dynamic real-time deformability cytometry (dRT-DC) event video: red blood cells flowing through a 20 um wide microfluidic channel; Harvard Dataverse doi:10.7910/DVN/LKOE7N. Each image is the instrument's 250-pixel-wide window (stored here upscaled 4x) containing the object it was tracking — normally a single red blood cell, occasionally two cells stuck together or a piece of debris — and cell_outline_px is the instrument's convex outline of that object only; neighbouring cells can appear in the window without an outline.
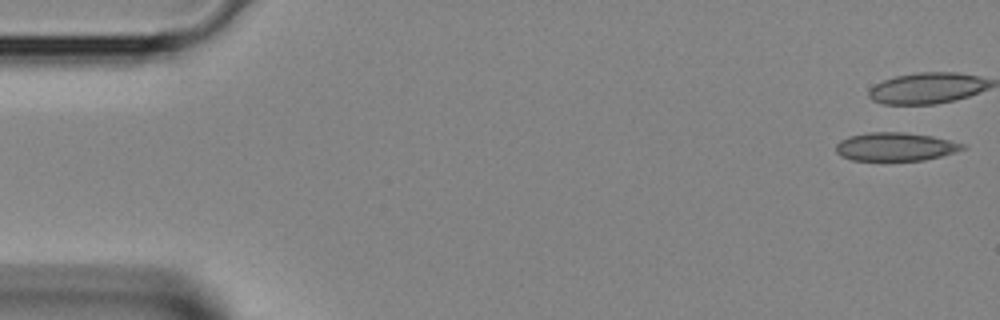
{"species": "Egyptian fruit bat (a non-hibernating species)", "species_latin": "Rousettus aegyptiacus", "temperature_condition": "room temperature", "stored_images_in_passage": 5, "camera_frame_rate_fps": 3000, "um_per_image_px": 0.085, "animal": {"sex": "female"}, "frame": {"image": 1, "passage_image": 1, "time_ms": 0.0, "image_size_px": [1000, 320], "cell_outline_px": [[968, 148], [956, 152], [924, 160], [852, 160], [840, 156], [836, 152], [836, 144], [840, 140], [848, 136], [868, 132], [904, 132], [932, 136], [964, 144]], "centroid_in_image_um": [76.09, 12.46], "position_along_channel_um": 8.9, "area_um2": 20.98}}